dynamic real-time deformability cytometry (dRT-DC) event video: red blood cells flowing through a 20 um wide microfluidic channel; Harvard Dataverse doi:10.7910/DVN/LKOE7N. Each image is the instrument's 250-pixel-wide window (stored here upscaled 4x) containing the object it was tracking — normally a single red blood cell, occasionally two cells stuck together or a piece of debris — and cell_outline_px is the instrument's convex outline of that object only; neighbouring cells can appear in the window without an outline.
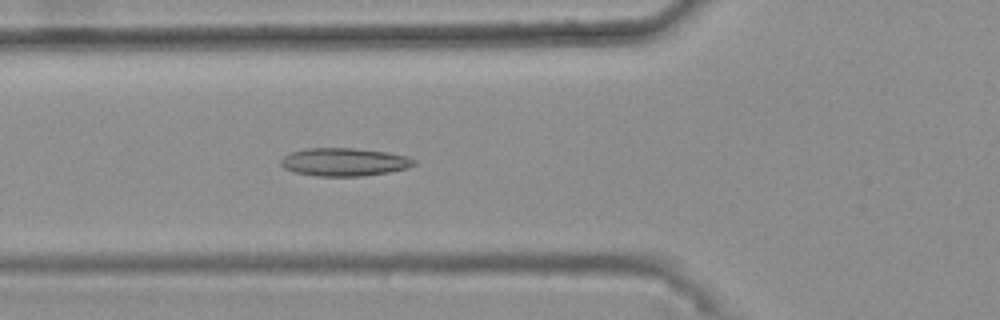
{"species": "common noctule bat (a hibernating species)", "species_latin": "Nyctalus noctula", "temperature_condition": "warm", "stored_images_in_passage": 32, "camera_frame_rate_fps": 3000, "um_per_image_px": 0.085, "animal": {"sex": "female", "body_mass_g": 25.1}, "frame": {"image": 1, "passage_image": 5, "time_ms": 1.333, "image_size_px": [1000, 320], "cell_outline_px": [[416, 164], [408, 168], [388, 172], [364, 176], [316, 176], [296, 172], [284, 168], [280, 164], [280, 160], [284, 156], [292, 152], [308, 148], [356, 148], [388, 152], [408, 156], [416, 160]], "centroid_in_image_um": [29.3, 13.77], "position_along_channel_um": 96.5, "area_um2": 21.85}}
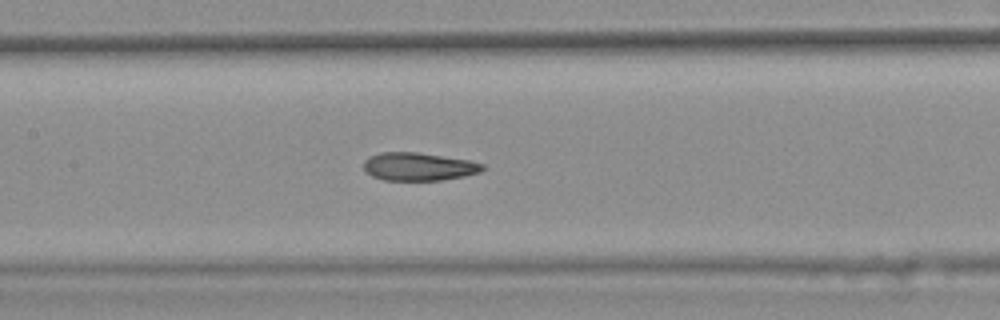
{"frame": {"image": 2, "passage_image": 11, "time_ms": 3.333, "image_size_px": [1000, 320], "cell_outline_px": [[484, 168], [480, 172], [464, 176], [440, 180], [384, 180], [372, 176], [364, 168], [364, 160], [380, 152], [416, 152], [468, 160], [484, 164]], "centroid_in_image_um": [35.58, 14.16], "position_along_channel_um": 171.8, "area_um2": 19.19}}
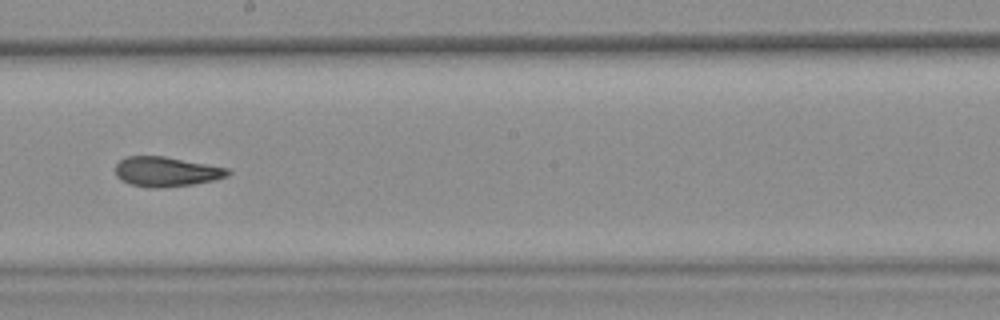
{"frame": {"image": 3, "passage_image": 16, "time_ms": 5.0, "image_size_px": [1000, 320], "cell_outline_px": [[232, 172], [228, 176], [216, 180], [192, 184], [160, 188], [148, 188], [128, 184], [120, 180], [116, 176], [116, 164], [120, 160], [128, 156], [164, 156], [228, 168]], "centroid_in_image_um": [14.13, 14.6], "position_along_channel_um": 234.1, "area_um2": 19.65}, "authors_computed_cell_mechanics": {"area_um2": 19.7676, "velocity_mm_per_s": 3.7479, "shape_relaxation_time_tau1_ms": null, "shape_relaxation_time_tau2_ms": 2.4893, "deformation_change_tau1": null, "deformation_change_tau2": 0.1013}}